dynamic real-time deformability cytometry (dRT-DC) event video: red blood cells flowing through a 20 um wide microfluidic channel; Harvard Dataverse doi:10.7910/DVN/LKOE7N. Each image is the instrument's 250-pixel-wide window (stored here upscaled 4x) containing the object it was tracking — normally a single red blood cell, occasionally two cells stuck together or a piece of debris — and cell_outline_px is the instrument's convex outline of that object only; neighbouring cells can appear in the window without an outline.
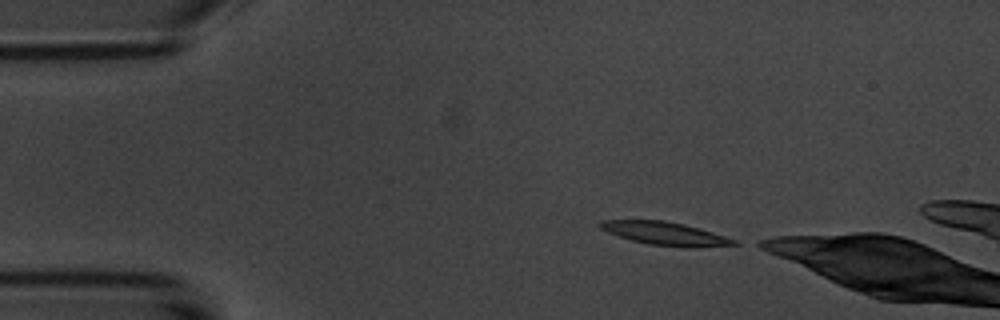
{"species": "common noctule bat (a hibernating species)", "species_latin": "Nyctalus noctula", "temperature_condition": "room temperature", "stored_images_in_passage": 3, "camera_frame_rate_fps": 3000, "um_per_image_px": 0.085, "animal": {"sex": "male", "body_mass_g": 20.1, "forearm_length_mm": 53.5}, "frame": {"image": 1, "passage_image": 1, "time_ms": 0.0, "image_size_px": [1000, 320], "cell_outline_px": [[740, 244], [696, 248], [688, 248], [648, 244], [632, 240], [608, 232], [600, 228], [596, 224], [600, 220], [664, 220], [684, 224], [700, 228], [740, 240]], "centroid_in_image_um": [56.61, 19.85], "position_along_channel_um": 28.4, "area_um2": 18.38}}